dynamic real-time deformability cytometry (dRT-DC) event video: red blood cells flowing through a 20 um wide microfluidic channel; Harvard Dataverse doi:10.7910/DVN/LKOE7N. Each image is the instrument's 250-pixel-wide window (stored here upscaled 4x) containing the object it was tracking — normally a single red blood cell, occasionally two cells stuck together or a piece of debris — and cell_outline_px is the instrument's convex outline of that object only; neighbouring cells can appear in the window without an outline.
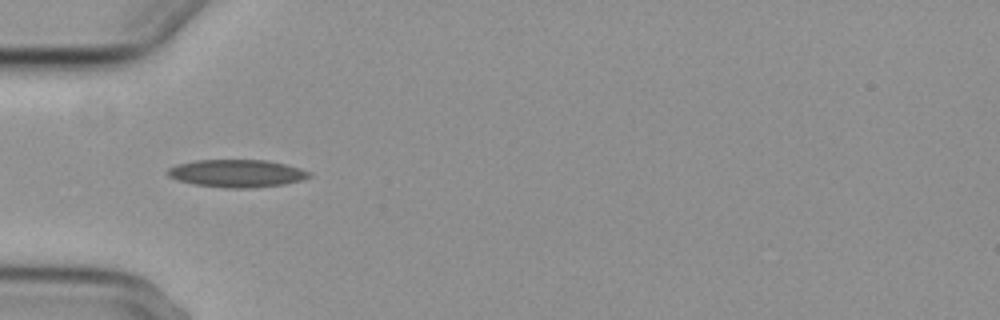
{"species": "common noctule bat (a hibernating species)", "species_latin": "Nyctalus noctula", "temperature_condition": "cold", "stored_images_in_passage": 5, "camera_frame_rate_fps": 3000, "um_per_image_px": 0.085, "animal": {"sex": "female", "body_mass_g": 29.2, "forearm_length_mm": 56.3}, "frame": {"image": 1, "passage_image": 1, "time_ms": 0.0, "image_size_px": [1000, 320], "cell_outline_px": [[312, 176], [304, 180], [284, 184], [252, 188], [224, 188], [196, 184], [176, 180], [168, 176], [164, 172], [168, 168], [176, 164], [196, 160], [268, 160], [300, 168], [312, 172]], "centroid_in_image_um": [20.13, 14.74], "position_along_channel_um": 64.9, "area_um2": 23.06}}
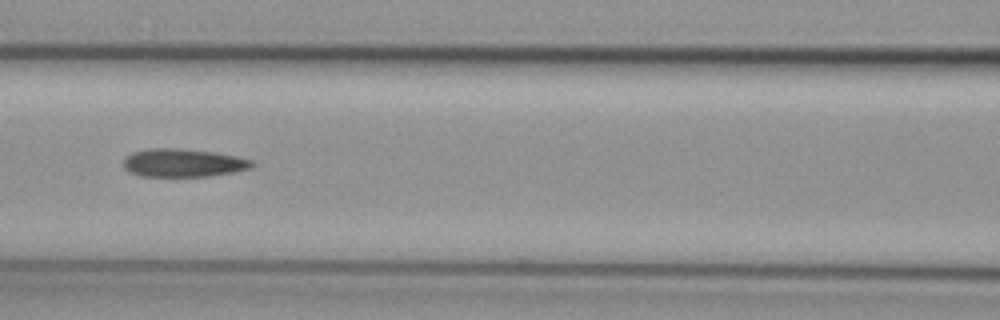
{"frame": {"image": 2, "passage_image": 3, "time_ms": 2.333, "image_size_px": [1000, 320], "cell_outline_px": [[256, 164], [252, 168], [236, 172], [208, 176], [140, 176], [128, 172], [124, 168], [124, 160], [132, 152], [148, 148], [176, 148], [216, 152], [236, 156], [252, 160]], "centroid_in_image_um": [15.6, 13.84], "position_along_channel_um": 151.0, "area_um2": 21.27}}
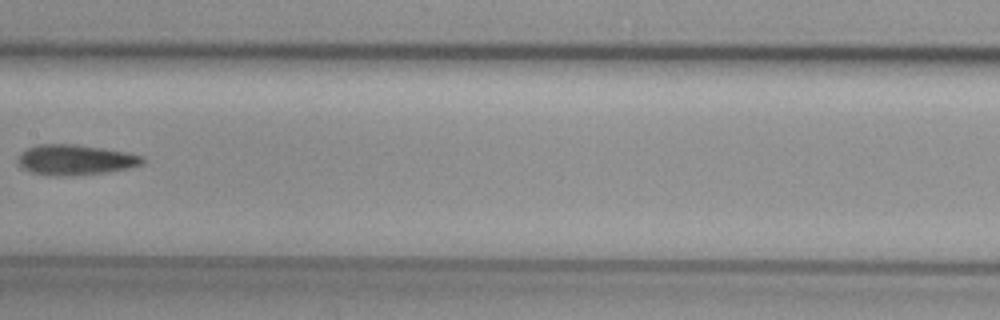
{"frame": {"image": 3, "passage_image": 4, "time_ms": 3.667, "image_size_px": [1000, 320], "cell_outline_px": [[144, 160], [140, 164], [128, 168], [108, 172], [64, 176], [48, 176], [28, 172], [20, 168], [16, 160], [28, 148], [40, 144], [72, 144], [100, 148], [124, 152], [144, 156]], "centroid_in_image_um": [6.34, 13.6], "position_along_channel_um": 201.1, "area_um2": 21.91}}